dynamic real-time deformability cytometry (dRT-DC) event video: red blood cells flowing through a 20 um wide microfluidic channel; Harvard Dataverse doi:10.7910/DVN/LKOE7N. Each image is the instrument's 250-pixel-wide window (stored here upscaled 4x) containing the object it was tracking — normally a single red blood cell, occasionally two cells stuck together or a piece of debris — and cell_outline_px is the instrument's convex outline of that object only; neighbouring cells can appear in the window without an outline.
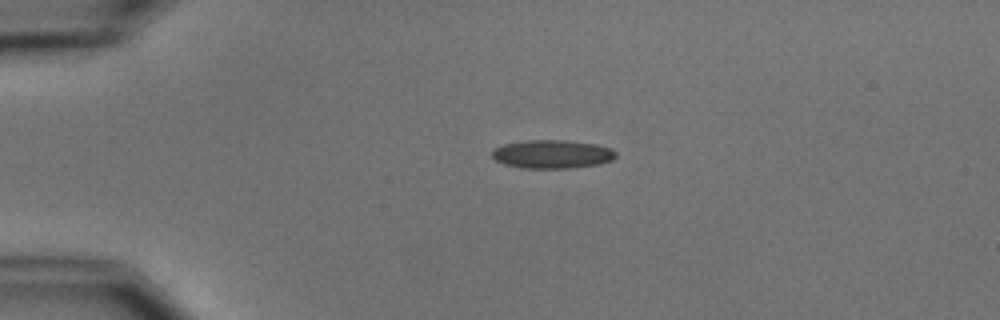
{"species": "common noctule bat (a hibernating species)", "species_latin": "Nyctalus noctula", "temperature_condition": "cold", "stored_images_in_passage": 3, "camera_frame_rate_fps": 3000, "um_per_image_px": 0.085, "animal": {"sex": "male", "body_mass_g": 15.6}, "frame": {"image": 1, "passage_image": 2, "time_ms": 1.0, "image_size_px": [1000, 320], "cell_outline_px": [[616, 156], [612, 160], [600, 164], [572, 168], [520, 168], [504, 164], [496, 160], [492, 156], [492, 148], [504, 144], [524, 140], [568, 140], [596, 144], [608, 148], [616, 152]], "centroid_in_image_um": [46.91, 13.1], "position_along_channel_um": 38.1, "area_um2": 20.69}}